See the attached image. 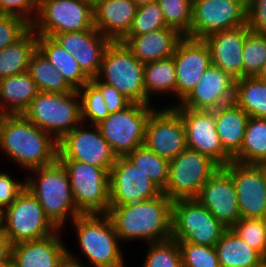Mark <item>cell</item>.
Masks as SVG:
<instances>
[{
  "label": "cell",
  "mask_w": 266,
  "mask_h": 267,
  "mask_svg": "<svg viewBox=\"0 0 266 267\" xmlns=\"http://www.w3.org/2000/svg\"><path fill=\"white\" fill-rule=\"evenodd\" d=\"M3 172H0V207L5 210L26 188V181H16L9 173Z\"/></svg>",
  "instance_id": "7dc6e473"
},
{
  "label": "cell",
  "mask_w": 266,
  "mask_h": 267,
  "mask_svg": "<svg viewBox=\"0 0 266 267\" xmlns=\"http://www.w3.org/2000/svg\"><path fill=\"white\" fill-rule=\"evenodd\" d=\"M12 247L10 239L0 233V266H12Z\"/></svg>",
  "instance_id": "681fc988"
},
{
  "label": "cell",
  "mask_w": 266,
  "mask_h": 267,
  "mask_svg": "<svg viewBox=\"0 0 266 267\" xmlns=\"http://www.w3.org/2000/svg\"><path fill=\"white\" fill-rule=\"evenodd\" d=\"M144 145L169 161L187 148L183 119L173 106L151 113Z\"/></svg>",
  "instance_id": "2e32d148"
},
{
  "label": "cell",
  "mask_w": 266,
  "mask_h": 267,
  "mask_svg": "<svg viewBox=\"0 0 266 267\" xmlns=\"http://www.w3.org/2000/svg\"><path fill=\"white\" fill-rule=\"evenodd\" d=\"M136 10L132 0H99L93 4L94 28L111 42L122 41L132 27Z\"/></svg>",
  "instance_id": "cb8c5ba5"
},
{
  "label": "cell",
  "mask_w": 266,
  "mask_h": 267,
  "mask_svg": "<svg viewBox=\"0 0 266 267\" xmlns=\"http://www.w3.org/2000/svg\"><path fill=\"white\" fill-rule=\"evenodd\" d=\"M147 246L149 247L143 267H183L177 240L170 238L147 243Z\"/></svg>",
  "instance_id": "ab89813d"
},
{
  "label": "cell",
  "mask_w": 266,
  "mask_h": 267,
  "mask_svg": "<svg viewBox=\"0 0 266 267\" xmlns=\"http://www.w3.org/2000/svg\"><path fill=\"white\" fill-rule=\"evenodd\" d=\"M96 79L115 87L132 103H151L145 94L144 64L121 41L107 46Z\"/></svg>",
  "instance_id": "8992f818"
},
{
  "label": "cell",
  "mask_w": 266,
  "mask_h": 267,
  "mask_svg": "<svg viewBox=\"0 0 266 267\" xmlns=\"http://www.w3.org/2000/svg\"><path fill=\"white\" fill-rule=\"evenodd\" d=\"M72 223L90 267H125L121 241L107 214L80 215Z\"/></svg>",
  "instance_id": "277c9868"
},
{
  "label": "cell",
  "mask_w": 266,
  "mask_h": 267,
  "mask_svg": "<svg viewBox=\"0 0 266 267\" xmlns=\"http://www.w3.org/2000/svg\"><path fill=\"white\" fill-rule=\"evenodd\" d=\"M72 251L67 250L64 256L59 261L57 267H89L88 265L81 264L82 261H78L75 254L71 253Z\"/></svg>",
  "instance_id": "f907efd6"
},
{
  "label": "cell",
  "mask_w": 266,
  "mask_h": 267,
  "mask_svg": "<svg viewBox=\"0 0 266 267\" xmlns=\"http://www.w3.org/2000/svg\"><path fill=\"white\" fill-rule=\"evenodd\" d=\"M183 267H220L214 247L178 242Z\"/></svg>",
  "instance_id": "7bdbcfd3"
},
{
  "label": "cell",
  "mask_w": 266,
  "mask_h": 267,
  "mask_svg": "<svg viewBox=\"0 0 266 267\" xmlns=\"http://www.w3.org/2000/svg\"><path fill=\"white\" fill-rule=\"evenodd\" d=\"M162 190L126 156H117L109 172V206L152 199Z\"/></svg>",
  "instance_id": "9a60e30c"
},
{
  "label": "cell",
  "mask_w": 266,
  "mask_h": 267,
  "mask_svg": "<svg viewBox=\"0 0 266 267\" xmlns=\"http://www.w3.org/2000/svg\"><path fill=\"white\" fill-rule=\"evenodd\" d=\"M126 157L138 166L163 191L169 177V160L162 158L144 144L130 152Z\"/></svg>",
  "instance_id": "d590c367"
},
{
  "label": "cell",
  "mask_w": 266,
  "mask_h": 267,
  "mask_svg": "<svg viewBox=\"0 0 266 267\" xmlns=\"http://www.w3.org/2000/svg\"><path fill=\"white\" fill-rule=\"evenodd\" d=\"M182 37L176 29L166 27L142 35H127L121 42L145 64L171 57Z\"/></svg>",
  "instance_id": "484cf974"
},
{
  "label": "cell",
  "mask_w": 266,
  "mask_h": 267,
  "mask_svg": "<svg viewBox=\"0 0 266 267\" xmlns=\"http://www.w3.org/2000/svg\"><path fill=\"white\" fill-rule=\"evenodd\" d=\"M247 24V6L241 0H193L188 37L204 39L225 29Z\"/></svg>",
  "instance_id": "4fadbf2b"
},
{
  "label": "cell",
  "mask_w": 266,
  "mask_h": 267,
  "mask_svg": "<svg viewBox=\"0 0 266 267\" xmlns=\"http://www.w3.org/2000/svg\"><path fill=\"white\" fill-rule=\"evenodd\" d=\"M226 229L196 199L173 201L171 238L178 242L214 247Z\"/></svg>",
  "instance_id": "52a82bcc"
},
{
  "label": "cell",
  "mask_w": 266,
  "mask_h": 267,
  "mask_svg": "<svg viewBox=\"0 0 266 267\" xmlns=\"http://www.w3.org/2000/svg\"><path fill=\"white\" fill-rule=\"evenodd\" d=\"M233 102L250 117L266 118V83L258 77L236 79Z\"/></svg>",
  "instance_id": "1f68e13d"
},
{
  "label": "cell",
  "mask_w": 266,
  "mask_h": 267,
  "mask_svg": "<svg viewBox=\"0 0 266 267\" xmlns=\"http://www.w3.org/2000/svg\"><path fill=\"white\" fill-rule=\"evenodd\" d=\"M51 38L72 54L80 69L89 79L98 76L104 52L111 41L96 28L56 34Z\"/></svg>",
  "instance_id": "7402d4cb"
},
{
  "label": "cell",
  "mask_w": 266,
  "mask_h": 267,
  "mask_svg": "<svg viewBox=\"0 0 266 267\" xmlns=\"http://www.w3.org/2000/svg\"><path fill=\"white\" fill-rule=\"evenodd\" d=\"M80 96L81 121H90L97 125L109 115L106 102L101 91L91 82L86 83L78 90Z\"/></svg>",
  "instance_id": "74e56055"
},
{
  "label": "cell",
  "mask_w": 266,
  "mask_h": 267,
  "mask_svg": "<svg viewBox=\"0 0 266 267\" xmlns=\"http://www.w3.org/2000/svg\"><path fill=\"white\" fill-rule=\"evenodd\" d=\"M220 267H256L264 257L231 229H226L214 246Z\"/></svg>",
  "instance_id": "f546056e"
},
{
  "label": "cell",
  "mask_w": 266,
  "mask_h": 267,
  "mask_svg": "<svg viewBox=\"0 0 266 267\" xmlns=\"http://www.w3.org/2000/svg\"><path fill=\"white\" fill-rule=\"evenodd\" d=\"M38 35L31 28L21 39L0 50V79L28 71L32 54L37 50Z\"/></svg>",
  "instance_id": "4dcf8cb0"
},
{
  "label": "cell",
  "mask_w": 266,
  "mask_h": 267,
  "mask_svg": "<svg viewBox=\"0 0 266 267\" xmlns=\"http://www.w3.org/2000/svg\"><path fill=\"white\" fill-rule=\"evenodd\" d=\"M28 72L36 83L38 91L52 93L74 91L63 75L38 49L31 56Z\"/></svg>",
  "instance_id": "e575fe53"
},
{
  "label": "cell",
  "mask_w": 266,
  "mask_h": 267,
  "mask_svg": "<svg viewBox=\"0 0 266 267\" xmlns=\"http://www.w3.org/2000/svg\"><path fill=\"white\" fill-rule=\"evenodd\" d=\"M58 233L14 244L11 267H57L68 250Z\"/></svg>",
  "instance_id": "d4e9b609"
},
{
  "label": "cell",
  "mask_w": 266,
  "mask_h": 267,
  "mask_svg": "<svg viewBox=\"0 0 266 267\" xmlns=\"http://www.w3.org/2000/svg\"><path fill=\"white\" fill-rule=\"evenodd\" d=\"M260 267H266V258L260 262Z\"/></svg>",
  "instance_id": "9f6ffc18"
},
{
  "label": "cell",
  "mask_w": 266,
  "mask_h": 267,
  "mask_svg": "<svg viewBox=\"0 0 266 267\" xmlns=\"http://www.w3.org/2000/svg\"><path fill=\"white\" fill-rule=\"evenodd\" d=\"M154 110L151 104L131 103L97 124L116 156H126L144 144L146 125Z\"/></svg>",
  "instance_id": "30bf717a"
},
{
  "label": "cell",
  "mask_w": 266,
  "mask_h": 267,
  "mask_svg": "<svg viewBox=\"0 0 266 267\" xmlns=\"http://www.w3.org/2000/svg\"><path fill=\"white\" fill-rule=\"evenodd\" d=\"M23 115L58 142L83 124L78 90L65 93L39 91Z\"/></svg>",
  "instance_id": "5b68a950"
},
{
  "label": "cell",
  "mask_w": 266,
  "mask_h": 267,
  "mask_svg": "<svg viewBox=\"0 0 266 267\" xmlns=\"http://www.w3.org/2000/svg\"><path fill=\"white\" fill-rule=\"evenodd\" d=\"M81 126V127H80ZM79 125L58 142V160H75L110 172L117 156L100 133L97 125L90 131Z\"/></svg>",
  "instance_id": "5bb4252c"
},
{
  "label": "cell",
  "mask_w": 266,
  "mask_h": 267,
  "mask_svg": "<svg viewBox=\"0 0 266 267\" xmlns=\"http://www.w3.org/2000/svg\"><path fill=\"white\" fill-rule=\"evenodd\" d=\"M167 24L157 2L137 7L132 27L127 35H142L162 28Z\"/></svg>",
  "instance_id": "b9f144b4"
},
{
  "label": "cell",
  "mask_w": 266,
  "mask_h": 267,
  "mask_svg": "<svg viewBox=\"0 0 266 267\" xmlns=\"http://www.w3.org/2000/svg\"><path fill=\"white\" fill-rule=\"evenodd\" d=\"M172 56L176 72V97L180 103L211 64L210 51L204 39L183 36Z\"/></svg>",
  "instance_id": "ac0fdd59"
},
{
  "label": "cell",
  "mask_w": 266,
  "mask_h": 267,
  "mask_svg": "<svg viewBox=\"0 0 266 267\" xmlns=\"http://www.w3.org/2000/svg\"><path fill=\"white\" fill-rule=\"evenodd\" d=\"M224 168L230 173L241 218H266V183L255 164L231 161Z\"/></svg>",
  "instance_id": "d6986e66"
},
{
  "label": "cell",
  "mask_w": 266,
  "mask_h": 267,
  "mask_svg": "<svg viewBox=\"0 0 266 267\" xmlns=\"http://www.w3.org/2000/svg\"><path fill=\"white\" fill-rule=\"evenodd\" d=\"M242 59L243 77H258L266 62V34L247 32Z\"/></svg>",
  "instance_id": "8d00e7d4"
},
{
  "label": "cell",
  "mask_w": 266,
  "mask_h": 267,
  "mask_svg": "<svg viewBox=\"0 0 266 267\" xmlns=\"http://www.w3.org/2000/svg\"><path fill=\"white\" fill-rule=\"evenodd\" d=\"M137 7L156 2L157 0H132Z\"/></svg>",
  "instance_id": "f5cc1de1"
},
{
  "label": "cell",
  "mask_w": 266,
  "mask_h": 267,
  "mask_svg": "<svg viewBox=\"0 0 266 267\" xmlns=\"http://www.w3.org/2000/svg\"><path fill=\"white\" fill-rule=\"evenodd\" d=\"M172 205L173 201L162 193L145 201L109 206L107 215L120 241L160 242L172 235Z\"/></svg>",
  "instance_id": "6da1fadb"
},
{
  "label": "cell",
  "mask_w": 266,
  "mask_h": 267,
  "mask_svg": "<svg viewBox=\"0 0 266 267\" xmlns=\"http://www.w3.org/2000/svg\"><path fill=\"white\" fill-rule=\"evenodd\" d=\"M233 161L242 164L266 161V118L249 117L240 152Z\"/></svg>",
  "instance_id": "836d02e7"
},
{
  "label": "cell",
  "mask_w": 266,
  "mask_h": 267,
  "mask_svg": "<svg viewBox=\"0 0 266 267\" xmlns=\"http://www.w3.org/2000/svg\"><path fill=\"white\" fill-rule=\"evenodd\" d=\"M258 78L266 83V62L264 63V66H263L260 74L258 75Z\"/></svg>",
  "instance_id": "11a10c76"
},
{
  "label": "cell",
  "mask_w": 266,
  "mask_h": 267,
  "mask_svg": "<svg viewBox=\"0 0 266 267\" xmlns=\"http://www.w3.org/2000/svg\"><path fill=\"white\" fill-rule=\"evenodd\" d=\"M230 229L266 258V218H240Z\"/></svg>",
  "instance_id": "60d3db41"
},
{
  "label": "cell",
  "mask_w": 266,
  "mask_h": 267,
  "mask_svg": "<svg viewBox=\"0 0 266 267\" xmlns=\"http://www.w3.org/2000/svg\"><path fill=\"white\" fill-rule=\"evenodd\" d=\"M37 6H39L44 0H32Z\"/></svg>",
  "instance_id": "6f0895ef"
},
{
  "label": "cell",
  "mask_w": 266,
  "mask_h": 267,
  "mask_svg": "<svg viewBox=\"0 0 266 267\" xmlns=\"http://www.w3.org/2000/svg\"><path fill=\"white\" fill-rule=\"evenodd\" d=\"M37 49L63 75L66 82L74 90H79L90 81L80 69L78 62L72 54L51 37L38 35Z\"/></svg>",
  "instance_id": "f1b7e54d"
},
{
  "label": "cell",
  "mask_w": 266,
  "mask_h": 267,
  "mask_svg": "<svg viewBox=\"0 0 266 267\" xmlns=\"http://www.w3.org/2000/svg\"><path fill=\"white\" fill-rule=\"evenodd\" d=\"M38 92L28 71L0 79V106L5 115L23 114Z\"/></svg>",
  "instance_id": "83f0119b"
},
{
  "label": "cell",
  "mask_w": 266,
  "mask_h": 267,
  "mask_svg": "<svg viewBox=\"0 0 266 267\" xmlns=\"http://www.w3.org/2000/svg\"><path fill=\"white\" fill-rule=\"evenodd\" d=\"M92 4L96 3L99 0H90Z\"/></svg>",
  "instance_id": "94428289"
},
{
  "label": "cell",
  "mask_w": 266,
  "mask_h": 267,
  "mask_svg": "<svg viewBox=\"0 0 266 267\" xmlns=\"http://www.w3.org/2000/svg\"><path fill=\"white\" fill-rule=\"evenodd\" d=\"M174 108L183 119L187 148L209 156L220 167L233 161L220 141L216 130L215 113L212 110Z\"/></svg>",
  "instance_id": "e0dca14e"
},
{
  "label": "cell",
  "mask_w": 266,
  "mask_h": 267,
  "mask_svg": "<svg viewBox=\"0 0 266 267\" xmlns=\"http://www.w3.org/2000/svg\"><path fill=\"white\" fill-rule=\"evenodd\" d=\"M246 6L252 1V0H241Z\"/></svg>",
  "instance_id": "91938a15"
},
{
  "label": "cell",
  "mask_w": 266,
  "mask_h": 267,
  "mask_svg": "<svg viewBox=\"0 0 266 267\" xmlns=\"http://www.w3.org/2000/svg\"><path fill=\"white\" fill-rule=\"evenodd\" d=\"M262 172V176L264 178V181L266 183V161H261L255 164Z\"/></svg>",
  "instance_id": "816d5d0a"
},
{
  "label": "cell",
  "mask_w": 266,
  "mask_h": 267,
  "mask_svg": "<svg viewBox=\"0 0 266 267\" xmlns=\"http://www.w3.org/2000/svg\"><path fill=\"white\" fill-rule=\"evenodd\" d=\"M90 81L101 91L103 100L106 102L109 114L124 110L132 102L119 92L115 87L98 81L96 78Z\"/></svg>",
  "instance_id": "bcb514c9"
},
{
  "label": "cell",
  "mask_w": 266,
  "mask_h": 267,
  "mask_svg": "<svg viewBox=\"0 0 266 267\" xmlns=\"http://www.w3.org/2000/svg\"><path fill=\"white\" fill-rule=\"evenodd\" d=\"M94 28L93 4L90 0H44L32 29L37 35L81 32Z\"/></svg>",
  "instance_id": "9c48e42d"
},
{
  "label": "cell",
  "mask_w": 266,
  "mask_h": 267,
  "mask_svg": "<svg viewBox=\"0 0 266 267\" xmlns=\"http://www.w3.org/2000/svg\"><path fill=\"white\" fill-rule=\"evenodd\" d=\"M68 172L73 197L82 215L109 211V173L88 163L59 160Z\"/></svg>",
  "instance_id": "8fae6325"
},
{
  "label": "cell",
  "mask_w": 266,
  "mask_h": 267,
  "mask_svg": "<svg viewBox=\"0 0 266 267\" xmlns=\"http://www.w3.org/2000/svg\"><path fill=\"white\" fill-rule=\"evenodd\" d=\"M235 82L230 74L210 64L190 93L173 107L214 110L234 101Z\"/></svg>",
  "instance_id": "ffe728a7"
},
{
  "label": "cell",
  "mask_w": 266,
  "mask_h": 267,
  "mask_svg": "<svg viewBox=\"0 0 266 267\" xmlns=\"http://www.w3.org/2000/svg\"><path fill=\"white\" fill-rule=\"evenodd\" d=\"M218 136L225 152L233 159L244 140L249 115L234 102L212 110Z\"/></svg>",
  "instance_id": "4316f807"
},
{
  "label": "cell",
  "mask_w": 266,
  "mask_h": 267,
  "mask_svg": "<svg viewBox=\"0 0 266 267\" xmlns=\"http://www.w3.org/2000/svg\"><path fill=\"white\" fill-rule=\"evenodd\" d=\"M195 199L227 229L241 218L234 182L224 167L211 176Z\"/></svg>",
  "instance_id": "44dd1931"
},
{
  "label": "cell",
  "mask_w": 266,
  "mask_h": 267,
  "mask_svg": "<svg viewBox=\"0 0 266 267\" xmlns=\"http://www.w3.org/2000/svg\"><path fill=\"white\" fill-rule=\"evenodd\" d=\"M5 116V113L3 112L1 106H0V119Z\"/></svg>",
  "instance_id": "680465c9"
},
{
  "label": "cell",
  "mask_w": 266,
  "mask_h": 267,
  "mask_svg": "<svg viewBox=\"0 0 266 267\" xmlns=\"http://www.w3.org/2000/svg\"><path fill=\"white\" fill-rule=\"evenodd\" d=\"M31 28L22 18L0 14V50L17 42Z\"/></svg>",
  "instance_id": "ee69618b"
},
{
  "label": "cell",
  "mask_w": 266,
  "mask_h": 267,
  "mask_svg": "<svg viewBox=\"0 0 266 267\" xmlns=\"http://www.w3.org/2000/svg\"><path fill=\"white\" fill-rule=\"evenodd\" d=\"M247 24L214 32L204 38L208 45L211 64L230 74L234 79L243 78V47Z\"/></svg>",
  "instance_id": "603a6c76"
},
{
  "label": "cell",
  "mask_w": 266,
  "mask_h": 267,
  "mask_svg": "<svg viewBox=\"0 0 266 267\" xmlns=\"http://www.w3.org/2000/svg\"><path fill=\"white\" fill-rule=\"evenodd\" d=\"M144 86L149 100L154 93L163 95L171 93L176 98V72L173 56L144 64Z\"/></svg>",
  "instance_id": "d6a6232c"
},
{
  "label": "cell",
  "mask_w": 266,
  "mask_h": 267,
  "mask_svg": "<svg viewBox=\"0 0 266 267\" xmlns=\"http://www.w3.org/2000/svg\"><path fill=\"white\" fill-rule=\"evenodd\" d=\"M0 233H4V210L0 207Z\"/></svg>",
  "instance_id": "db71d44e"
},
{
  "label": "cell",
  "mask_w": 266,
  "mask_h": 267,
  "mask_svg": "<svg viewBox=\"0 0 266 267\" xmlns=\"http://www.w3.org/2000/svg\"><path fill=\"white\" fill-rule=\"evenodd\" d=\"M28 171L58 160V141L23 114L0 119V151Z\"/></svg>",
  "instance_id": "7a4b0ae2"
},
{
  "label": "cell",
  "mask_w": 266,
  "mask_h": 267,
  "mask_svg": "<svg viewBox=\"0 0 266 267\" xmlns=\"http://www.w3.org/2000/svg\"><path fill=\"white\" fill-rule=\"evenodd\" d=\"M167 27L176 29L181 35L187 36L192 24L193 0H157Z\"/></svg>",
  "instance_id": "f35d334b"
},
{
  "label": "cell",
  "mask_w": 266,
  "mask_h": 267,
  "mask_svg": "<svg viewBox=\"0 0 266 267\" xmlns=\"http://www.w3.org/2000/svg\"><path fill=\"white\" fill-rule=\"evenodd\" d=\"M37 13L38 6L32 0H0V14L22 18L31 26Z\"/></svg>",
  "instance_id": "f6af8a7d"
},
{
  "label": "cell",
  "mask_w": 266,
  "mask_h": 267,
  "mask_svg": "<svg viewBox=\"0 0 266 267\" xmlns=\"http://www.w3.org/2000/svg\"><path fill=\"white\" fill-rule=\"evenodd\" d=\"M30 171L34 177H26V187L59 230L69 218L72 222L82 215L73 197L68 172L59 160Z\"/></svg>",
  "instance_id": "3957f363"
},
{
  "label": "cell",
  "mask_w": 266,
  "mask_h": 267,
  "mask_svg": "<svg viewBox=\"0 0 266 267\" xmlns=\"http://www.w3.org/2000/svg\"><path fill=\"white\" fill-rule=\"evenodd\" d=\"M58 231L27 187L4 210V234L13 245L45 238Z\"/></svg>",
  "instance_id": "7c38bea8"
},
{
  "label": "cell",
  "mask_w": 266,
  "mask_h": 267,
  "mask_svg": "<svg viewBox=\"0 0 266 267\" xmlns=\"http://www.w3.org/2000/svg\"><path fill=\"white\" fill-rule=\"evenodd\" d=\"M219 168L209 156L186 148L170 160L168 182L162 193L172 201L195 199Z\"/></svg>",
  "instance_id": "ba28073f"
},
{
  "label": "cell",
  "mask_w": 266,
  "mask_h": 267,
  "mask_svg": "<svg viewBox=\"0 0 266 267\" xmlns=\"http://www.w3.org/2000/svg\"><path fill=\"white\" fill-rule=\"evenodd\" d=\"M247 25L251 31L266 34V0H252L247 5Z\"/></svg>",
  "instance_id": "c3c4849f"
}]
</instances>
